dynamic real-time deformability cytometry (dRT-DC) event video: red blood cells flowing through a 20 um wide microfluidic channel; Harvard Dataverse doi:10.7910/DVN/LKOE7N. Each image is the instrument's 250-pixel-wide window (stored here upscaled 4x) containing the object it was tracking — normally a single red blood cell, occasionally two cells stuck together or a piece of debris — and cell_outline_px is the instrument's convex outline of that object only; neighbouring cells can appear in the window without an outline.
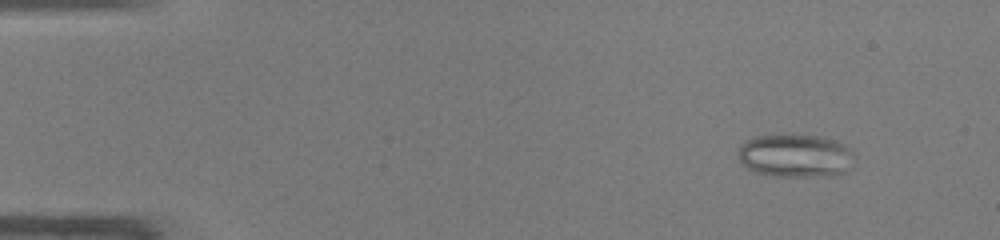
{"species": "common noctule bat (a hibernating species)", "species_latin": "Nyctalus noctula", "temperature_condition": "warm", "stored_images_in_passage": 47, "camera_frame_rate_fps": 3000, "um_per_image_px": 0.085, "animal": {"sex": "male", "body_mass_g": 19.0, "forearm_length_mm": 50.8}, "frame": {"image": 1, "passage_image": 5, "time_ms": 1.333, "image_size_px": [1000, 240], "cell_outline_px": [[856, 156], [844, 172], [832, 176], [776, 176], [756, 172], [748, 168], [740, 160], [740, 144], [756, 136], [792, 132], [816, 136], [836, 140], [844, 144]], "centroid_in_image_um": [67.63, 13.2], "position_along_channel_um": 17.4, "area_um2": 29.54}}
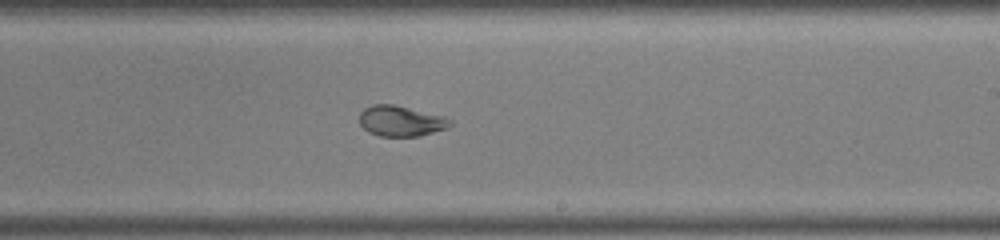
{"frame": {"image": 2, "passage_image": 29, "time_ms": 9.333, "image_size_px": [1000, 240], "cell_outline_px": [[452, 124], [448, 128], [420, 136], [380, 136], [368, 132], [360, 124], [360, 112], [364, 108], [372, 104], [392, 104], [444, 116], [452, 120]], "centroid_in_image_um": [34.08, 10.29], "position_along_channel_um": 254.9, "area_um2": 16.18}}
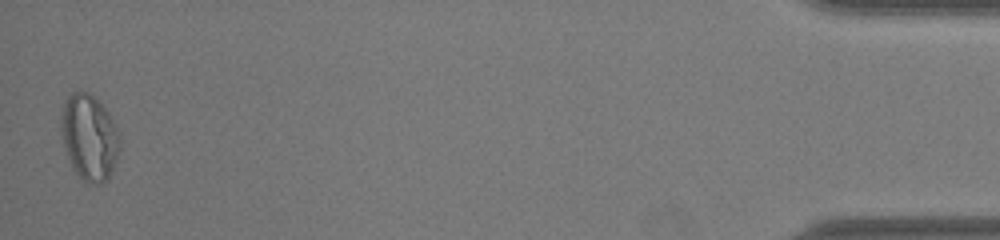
{"frame": {"image": 3, "passage_image": 47, "time_ms": 15.333, "image_size_px": [1000, 240], "cell_outline_px": [[120, 148], [108, 180], [100, 184], [88, 184], [72, 168], [64, 144], [60, 128], [60, 120], [64, 104], [68, 96], [72, 92], [80, 88], [88, 92], [108, 112], [120, 132]], "centroid_in_image_um": [7.6, 11.66], "position_along_channel_um": 427.6, "area_um2": 29.42}, "authors_computed_cell_mechanics": {"area_um2": 22.7732, "velocity_mm_per_s": 4.298, "shape_relaxation_time_tau1_ms": null, "shape_relaxation_time_tau2_ms": 0.9918, "deformation_change_tau1": null, "deformation_change_tau2": 0.0618}}